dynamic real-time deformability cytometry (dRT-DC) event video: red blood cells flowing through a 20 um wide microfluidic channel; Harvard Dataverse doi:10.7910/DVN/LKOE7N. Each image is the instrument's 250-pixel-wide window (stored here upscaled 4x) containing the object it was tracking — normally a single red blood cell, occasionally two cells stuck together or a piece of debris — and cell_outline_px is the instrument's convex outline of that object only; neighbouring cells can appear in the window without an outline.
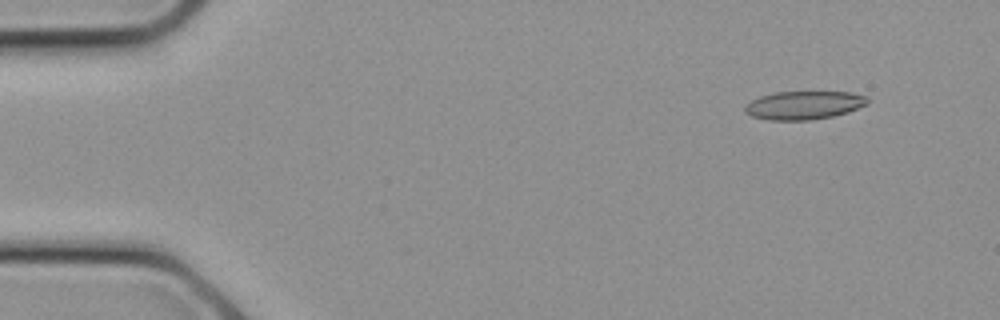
{"species": "common noctule bat (a hibernating species)", "species_latin": "Nyctalus noctula", "temperature_condition": "cold", "stored_images_in_passage": 6, "camera_frame_rate_fps": 3000, "um_per_image_px": 0.085, "animal": {"sex": "female", "body_mass_g": 21.9}, "frame": {"image": 1, "passage_image": 1, "time_ms": 0.0, "image_size_px": [1000, 320], "cell_outline_px": [[868, 104], [848, 112], [832, 116], [812, 120], [768, 120], [752, 116], [744, 112], [744, 104], [760, 96], [776, 92], [848, 92], [868, 96]], "centroid_in_image_um": [68.32, 8.94], "position_along_channel_um": 16.7, "area_um2": 20.35}}
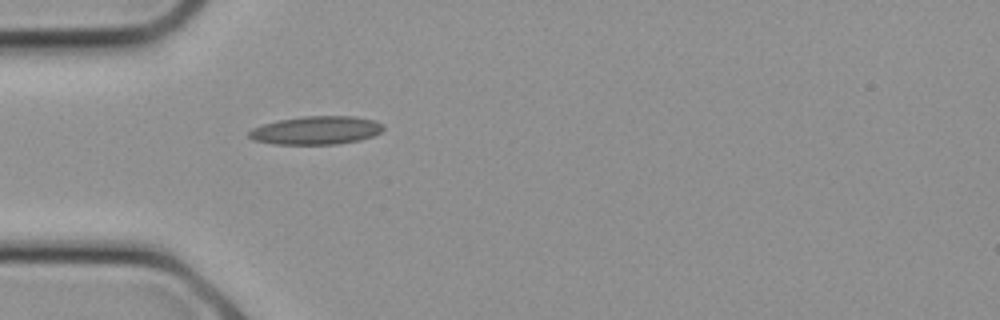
{"frame": {"image": 2, "passage_image": 6, "time_ms": 1.667, "image_size_px": [1000, 320], "cell_outline_px": [[384, 128], [380, 132], [372, 136], [360, 140], [336, 144], [272, 144], [252, 140], [248, 136], [248, 132], [252, 128], [264, 124], [280, 120], [304, 116], [356, 116], [376, 120], [384, 124]], "centroid_in_image_um": [26.89, 11.07], "position_along_channel_um": 58.1, "area_um2": 22.25}}